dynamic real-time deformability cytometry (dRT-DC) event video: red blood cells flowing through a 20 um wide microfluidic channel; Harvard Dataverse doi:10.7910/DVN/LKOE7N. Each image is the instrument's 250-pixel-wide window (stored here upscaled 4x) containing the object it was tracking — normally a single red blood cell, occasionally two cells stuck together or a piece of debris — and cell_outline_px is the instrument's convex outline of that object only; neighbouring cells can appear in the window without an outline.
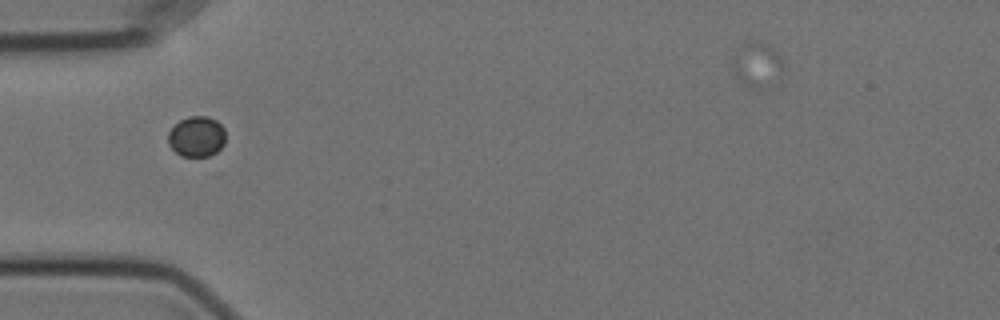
{"species": "Egyptian fruit bat (a non-hibernating species)", "species_latin": "Rousettus aegyptiacus", "temperature_condition": "cold", "stored_images_in_passage": 4, "camera_frame_rate_fps": 3000, "um_per_image_px": 0.085, "animal": {"sex": "female"}, "frame": {"image": 1, "passage_image": 1, "time_ms": 0.0, "image_size_px": [1000, 320], "cell_outline_px": [[224, 144], [216, 152], [208, 156], [180, 156], [168, 144], [168, 132], [180, 120], [188, 116], [208, 116], [216, 120], [224, 128]], "centroid_in_image_um": [16.71, 11.6], "position_along_channel_um": 68.3, "area_um2": 13.53}}